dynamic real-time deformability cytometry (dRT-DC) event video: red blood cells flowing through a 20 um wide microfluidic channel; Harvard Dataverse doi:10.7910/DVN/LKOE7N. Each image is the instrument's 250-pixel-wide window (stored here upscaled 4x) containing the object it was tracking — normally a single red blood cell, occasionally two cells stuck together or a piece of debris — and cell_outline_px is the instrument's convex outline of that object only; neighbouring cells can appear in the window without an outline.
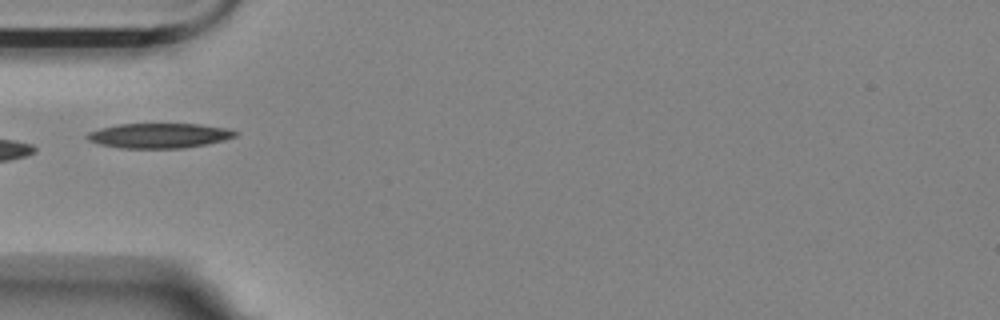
{"species": "Egyptian fruit bat (a non-hibernating species)", "species_latin": "Rousettus aegyptiacus", "temperature_condition": "room temperature", "stored_images_in_passage": 2, "camera_frame_rate_fps": 3000, "um_per_image_px": 0.085, "animal": {"sex": "female"}, "frame": {"image": 1, "passage_image": 2, "time_ms": 0.333, "image_size_px": [1000, 320], "cell_outline_px": [[240, 132], [236, 136], [224, 140], [184, 148], [120, 148], [100, 144], [88, 140], [84, 136], [88, 132], [100, 128], [116, 124], [200, 124], [224, 128]], "centroid_in_image_um": [13.49, 11.52], "position_along_channel_um": 71.5, "area_um2": 21.44}}